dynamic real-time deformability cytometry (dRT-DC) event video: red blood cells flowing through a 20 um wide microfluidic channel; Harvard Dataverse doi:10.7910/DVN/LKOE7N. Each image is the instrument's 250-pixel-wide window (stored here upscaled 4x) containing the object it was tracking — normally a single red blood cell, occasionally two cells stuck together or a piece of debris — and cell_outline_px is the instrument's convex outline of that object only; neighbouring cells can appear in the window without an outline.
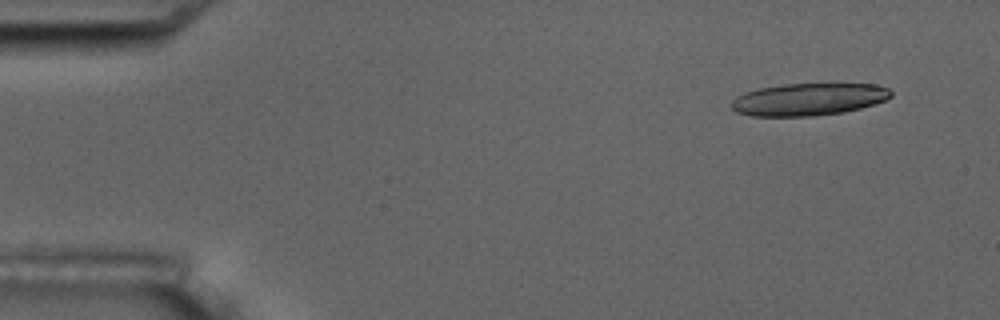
{"species": "common noctule bat (a hibernating species)", "species_latin": "Nyctalus noctula", "temperature_condition": "room temperature", "stored_images_in_passage": 13, "camera_frame_rate_fps": 3000, "um_per_image_px": 0.085, "animal": {"sex": "male", "body_mass_g": 17.5, "forearm_length_mm": 52.3}, "frame": {"image": 1, "passage_image": 1, "time_ms": 0.0, "image_size_px": [1000, 320], "cell_outline_px": [[892, 96], [884, 100], [860, 108], [844, 112], [812, 116], [752, 116], [736, 112], [732, 108], [732, 100], [736, 96], [744, 92], [760, 88], [784, 84], [876, 84], [888, 88], [892, 92]], "centroid_in_image_um": [68.71, 8.44], "position_along_channel_um": 16.3, "area_um2": 29.94}}
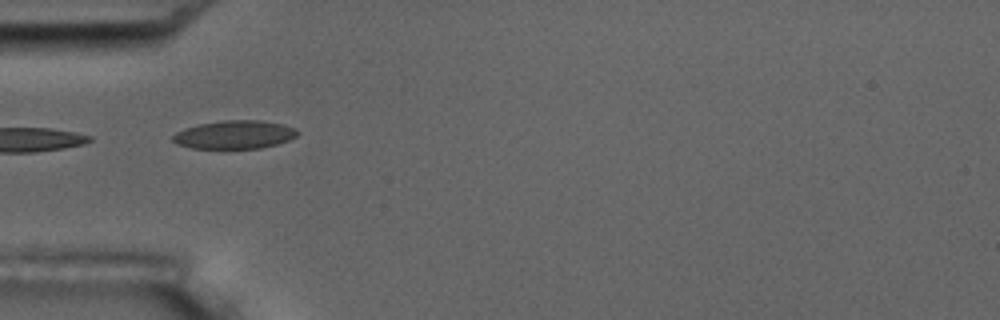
{"frame": {"image": 2, "passage_image": 4, "time_ms": 4.333, "image_size_px": [1000, 320], "cell_outline_px": [[300, 132], [296, 136], [288, 140], [276, 144], [260, 148], [192, 148], [176, 144], [172, 140], [172, 136], [176, 132], [184, 128], [200, 124], [224, 120], [260, 120], [284, 124], [296, 128]], "centroid_in_image_um": [19.94, 11.44], "position_along_channel_um": 65.1, "area_um2": 20.58}}
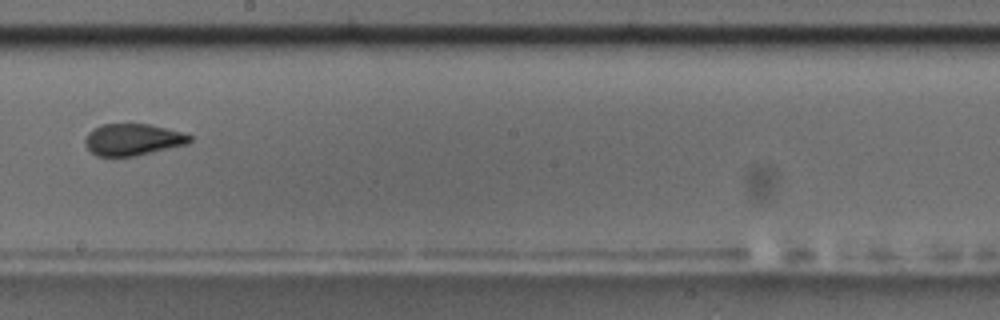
{"frame": {"image": 3, "passage_image": 8, "time_ms": 9.0, "image_size_px": [1000, 320], "cell_outline_px": [[192, 140], [188, 144], [136, 156], [96, 156], [84, 144], [84, 140], [88, 132], [100, 124], [148, 124], [180, 132], [192, 136]], "centroid_in_image_um": [11.27, 11.87], "position_along_channel_um": 236.9, "area_um2": 19.31}, "authors_computed_cell_mechanics": {"area_um2": 19.941, "velocity_mm_per_s": 3.7052, "shape_relaxation_time_tau1_ms": 10.992, "shape_relaxation_time_tau2_ms": 1.1951, "deformation_change_tau1": 0.2073, "deformation_change_tau2": 0.0431}}